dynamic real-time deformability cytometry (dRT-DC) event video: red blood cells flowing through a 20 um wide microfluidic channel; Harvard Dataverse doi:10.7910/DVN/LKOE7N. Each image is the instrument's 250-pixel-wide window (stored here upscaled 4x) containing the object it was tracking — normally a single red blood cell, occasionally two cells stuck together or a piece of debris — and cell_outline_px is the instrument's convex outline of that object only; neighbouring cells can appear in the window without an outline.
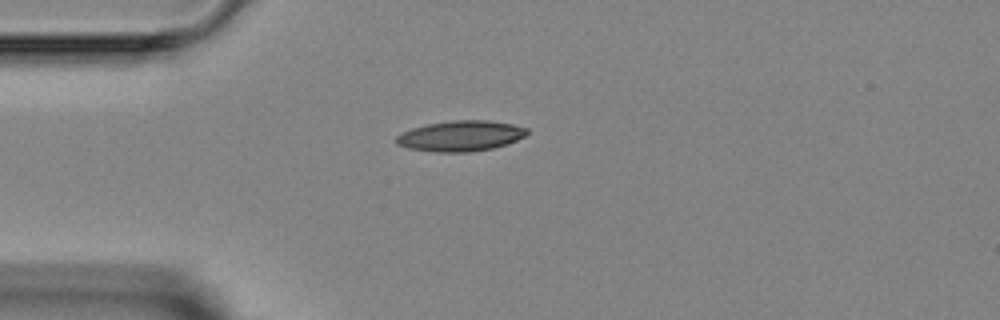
{"species": "Egyptian fruit bat (a non-hibernating species)", "species_latin": "Rousettus aegyptiacus", "temperature_condition": "room temperature", "stored_images_in_passage": 3, "camera_frame_rate_fps": 3000, "um_per_image_px": 0.085, "animal": {"sex": "female"}, "frame": {"image": 1, "passage_image": 2, "time_ms": 1.333, "image_size_px": [1000, 320], "cell_outline_px": [[528, 132], [524, 136], [508, 144], [492, 148], [468, 152], [432, 152], [408, 148], [396, 144], [396, 136], [412, 128], [428, 124], [452, 120], [488, 120], [512, 124], [528, 128]], "centroid_in_image_um": [39.15, 11.55], "position_along_channel_um": 45.8, "area_um2": 23.24}}